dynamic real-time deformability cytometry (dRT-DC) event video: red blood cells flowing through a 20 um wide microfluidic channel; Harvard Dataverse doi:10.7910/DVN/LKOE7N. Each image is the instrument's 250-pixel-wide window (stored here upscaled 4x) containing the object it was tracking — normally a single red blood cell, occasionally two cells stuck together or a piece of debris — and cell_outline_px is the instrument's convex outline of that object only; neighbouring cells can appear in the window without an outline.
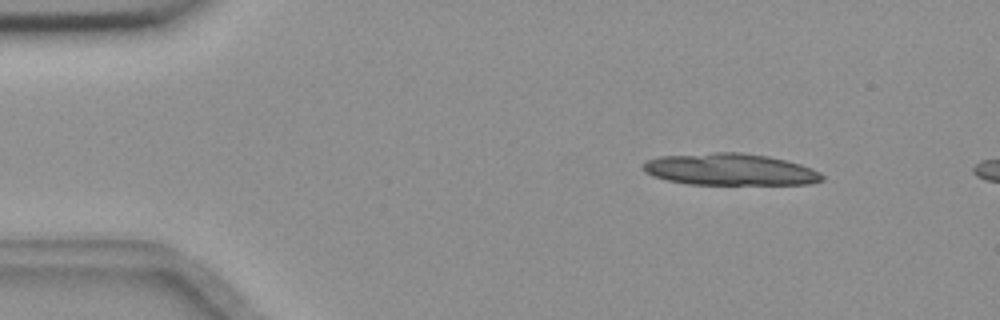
{"species": "common noctule bat (a hibernating species)", "species_latin": "Nyctalus noctula", "temperature_condition": "room temperature", "stored_images_in_passage": 12, "camera_frame_rate_fps": 3000, "um_per_image_px": 0.085, "animal": {"sex": "female", "body_mass_g": 18.4}, "frame": {"image": 1, "passage_image": 6, "time_ms": 1.667, "image_size_px": [1000, 320], "cell_outline_px": [[824, 180], [808, 184], [688, 184], [668, 180], [652, 176], [644, 172], [644, 164], [648, 160], [660, 156], [716, 152], [740, 152], [768, 156], [800, 164], [812, 168], [820, 172], [824, 176]], "centroid_in_image_um": [62.07, 14.4], "position_along_channel_um": 22.9, "area_um2": 33.06}}